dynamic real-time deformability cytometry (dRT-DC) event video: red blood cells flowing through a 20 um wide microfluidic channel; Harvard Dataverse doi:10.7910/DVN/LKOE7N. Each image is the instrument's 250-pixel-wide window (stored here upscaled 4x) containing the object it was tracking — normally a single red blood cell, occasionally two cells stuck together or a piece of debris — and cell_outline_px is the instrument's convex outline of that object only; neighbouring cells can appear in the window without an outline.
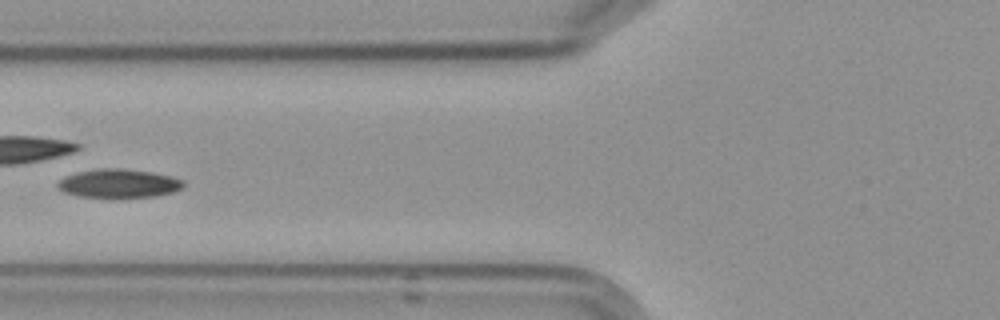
{"species": "Egyptian fruit bat (a non-hibernating species)", "species_latin": "Rousettus aegyptiacus", "temperature_condition": "cold", "stored_images_in_passage": 6, "camera_frame_rate_fps": 3000, "um_per_image_px": 0.085, "frame": {"image": 1, "passage_image": 5, "time_ms": 4.667, "image_size_px": [1000, 320], "cell_outline_px": [[184, 188], [172, 192], [156, 196], [76, 196], [64, 192], [56, 184], [64, 176], [80, 172], [100, 168], [124, 168], [152, 172], [172, 176], [184, 180]], "centroid_in_image_um": [10.13, 15.57], "position_along_channel_um": 115.7, "area_um2": 20.69}}